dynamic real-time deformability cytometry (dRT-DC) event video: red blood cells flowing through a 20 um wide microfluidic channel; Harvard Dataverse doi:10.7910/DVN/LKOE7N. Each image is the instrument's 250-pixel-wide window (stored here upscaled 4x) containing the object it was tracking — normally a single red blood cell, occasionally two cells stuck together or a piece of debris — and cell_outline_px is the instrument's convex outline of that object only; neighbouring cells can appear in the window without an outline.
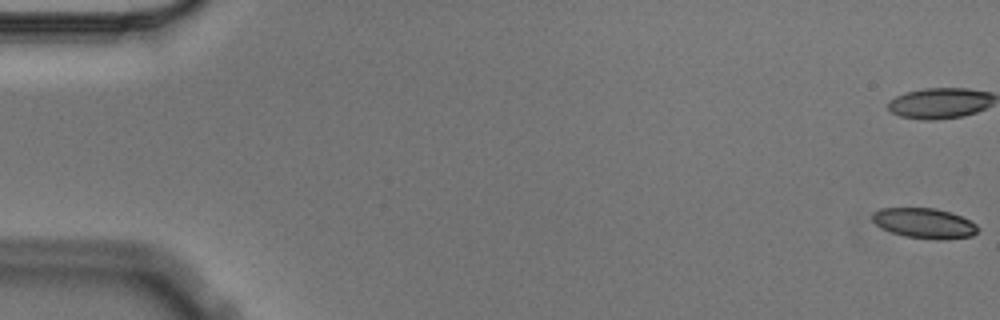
{"species": "Egyptian fruit bat (a non-hibernating species)", "species_latin": "Rousettus aegyptiacus", "temperature_condition": "cold", "stored_images_in_passage": 5, "camera_frame_rate_fps": 3000, "um_per_image_px": 0.085, "animal": {"sex": "male"}, "frame": {"image": 1, "passage_image": 1, "time_ms": 0.0, "image_size_px": [1000, 320], "cell_outline_px": [[980, 228], [972, 236], [944, 240], [936, 240], [904, 236], [880, 228], [872, 220], [872, 212], [880, 208], [936, 208], [960, 216], [976, 224]], "centroid_in_image_um": [78.55, 18.98], "position_along_channel_um": 6.5, "area_um2": 18.61}}